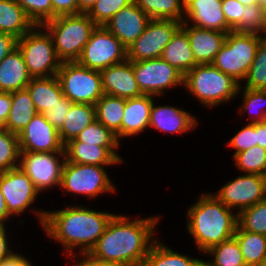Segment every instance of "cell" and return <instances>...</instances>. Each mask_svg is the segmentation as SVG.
<instances>
[{"instance_id":"40","label":"cell","mask_w":266,"mask_h":266,"mask_svg":"<svg viewBox=\"0 0 266 266\" xmlns=\"http://www.w3.org/2000/svg\"><path fill=\"white\" fill-rule=\"evenodd\" d=\"M235 164L241 172L260 175L266 165V149L258 145L233 154Z\"/></svg>"},{"instance_id":"51","label":"cell","mask_w":266,"mask_h":266,"mask_svg":"<svg viewBox=\"0 0 266 266\" xmlns=\"http://www.w3.org/2000/svg\"><path fill=\"white\" fill-rule=\"evenodd\" d=\"M5 225H0V262L10 259L14 253L8 247Z\"/></svg>"},{"instance_id":"52","label":"cell","mask_w":266,"mask_h":266,"mask_svg":"<svg viewBox=\"0 0 266 266\" xmlns=\"http://www.w3.org/2000/svg\"><path fill=\"white\" fill-rule=\"evenodd\" d=\"M256 145L266 149V121L255 123Z\"/></svg>"},{"instance_id":"57","label":"cell","mask_w":266,"mask_h":266,"mask_svg":"<svg viewBox=\"0 0 266 266\" xmlns=\"http://www.w3.org/2000/svg\"><path fill=\"white\" fill-rule=\"evenodd\" d=\"M263 181H264V184H265V188H266V165L264 166V169L262 171V173L260 174Z\"/></svg>"},{"instance_id":"10","label":"cell","mask_w":266,"mask_h":266,"mask_svg":"<svg viewBox=\"0 0 266 266\" xmlns=\"http://www.w3.org/2000/svg\"><path fill=\"white\" fill-rule=\"evenodd\" d=\"M127 60V48L105 26H96L77 62L101 71Z\"/></svg>"},{"instance_id":"47","label":"cell","mask_w":266,"mask_h":266,"mask_svg":"<svg viewBox=\"0 0 266 266\" xmlns=\"http://www.w3.org/2000/svg\"><path fill=\"white\" fill-rule=\"evenodd\" d=\"M53 6V19L61 15L80 14L77 0H51Z\"/></svg>"},{"instance_id":"1","label":"cell","mask_w":266,"mask_h":266,"mask_svg":"<svg viewBox=\"0 0 266 266\" xmlns=\"http://www.w3.org/2000/svg\"><path fill=\"white\" fill-rule=\"evenodd\" d=\"M130 219L129 216L115 214L88 254L104 262L141 266L156 241L153 235L159 217Z\"/></svg>"},{"instance_id":"18","label":"cell","mask_w":266,"mask_h":266,"mask_svg":"<svg viewBox=\"0 0 266 266\" xmlns=\"http://www.w3.org/2000/svg\"><path fill=\"white\" fill-rule=\"evenodd\" d=\"M221 3L222 0H184V14L187 17L183 22L190 19L192 26L228 33L232 29L226 23Z\"/></svg>"},{"instance_id":"5","label":"cell","mask_w":266,"mask_h":266,"mask_svg":"<svg viewBox=\"0 0 266 266\" xmlns=\"http://www.w3.org/2000/svg\"><path fill=\"white\" fill-rule=\"evenodd\" d=\"M42 26L51 35L58 58L62 62H73L80 58L97 25L87 14L81 13L57 16Z\"/></svg>"},{"instance_id":"9","label":"cell","mask_w":266,"mask_h":266,"mask_svg":"<svg viewBox=\"0 0 266 266\" xmlns=\"http://www.w3.org/2000/svg\"><path fill=\"white\" fill-rule=\"evenodd\" d=\"M61 189L67 193H76L95 198L104 192H115V187L107 171L102 166L78 164L65 160Z\"/></svg>"},{"instance_id":"26","label":"cell","mask_w":266,"mask_h":266,"mask_svg":"<svg viewBox=\"0 0 266 266\" xmlns=\"http://www.w3.org/2000/svg\"><path fill=\"white\" fill-rule=\"evenodd\" d=\"M34 23L27 17L16 0H0V32L20 39L29 32Z\"/></svg>"},{"instance_id":"50","label":"cell","mask_w":266,"mask_h":266,"mask_svg":"<svg viewBox=\"0 0 266 266\" xmlns=\"http://www.w3.org/2000/svg\"><path fill=\"white\" fill-rule=\"evenodd\" d=\"M80 255L82 256L83 259L77 260L72 266H125L120 263L104 262L97 260L88 253H82Z\"/></svg>"},{"instance_id":"49","label":"cell","mask_w":266,"mask_h":266,"mask_svg":"<svg viewBox=\"0 0 266 266\" xmlns=\"http://www.w3.org/2000/svg\"><path fill=\"white\" fill-rule=\"evenodd\" d=\"M16 47L17 39L15 37L0 32V62Z\"/></svg>"},{"instance_id":"2","label":"cell","mask_w":266,"mask_h":266,"mask_svg":"<svg viewBox=\"0 0 266 266\" xmlns=\"http://www.w3.org/2000/svg\"><path fill=\"white\" fill-rule=\"evenodd\" d=\"M35 212L45 233L64 246L65 252H68L67 256L74 258L77 255L73 251L75 248L81 249L79 254L90 252L115 215L78 205H69L63 210L51 212L42 210Z\"/></svg>"},{"instance_id":"37","label":"cell","mask_w":266,"mask_h":266,"mask_svg":"<svg viewBox=\"0 0 266 266\" xmlns=\"http://www.w3.org/2000/svg\"><path fill=\"white\" fill-rule=\"evenodd\" d=\"M69 142H84L101 147H119L116 135L98 120L89 124L75 139Z\"/></svg>"},{"instance_id":"7","label":"cell","mask_w":266,"mask_h":266,"mask_svg":"<svg viewBox=\"0 0 266 266\" xmlns=\"http://www.w3.org/2000/svg\"><path fill=\"white\" fill-rule=\"evenodd\" d=\"M43 29V26L35 25L20 39H17V47L22 53L28 73L32 78L56 76L62 63L56 55L51 35Z\"/></svg>"},{"instance_id":"3","label":"cell","mask_w":266,"mask_h":266,"mask_svg":"<svg viewBox=\"0 0 266 266\" xmlns=\"http://www.w3.org/2000/svg\"><path fill=\"white\" fill-rule=\"evenodd\" d=\"M187 229L200 252L232 238L238 226V213H233L213 194H202L187 211Z\"/></svg>"},{"instance_id":"35","label":"cell","mask_w":266,"mask_h":266,"mask_svg":"<svg viewBox=\"0 0 266 266\" xmlns=\"http://www.w3.org/2000/svg\"><path fill=\"white\" fill-rule=\"evenodd\" d=\"M19 159L18 134L0 128V173L18 168Z\"/></svg>"},{"instance_id":"31","label":"cell","mask_w":266,"mask_h":266,"mask_svg":"<svg viewBox=\"0 0 266 266\" xmlns=\"http://www.w3.org/2000/svg\"><path fill=\"white\" fill-rule=\"evenodd\" d=\"M240 247L246 266H266V236L250 233L239 225L233 236Z\"/></svg>"},{"instance_id":"8","label":"cell","mask_w":266,"mask_h":266,"mask_svg":"<svg viewBox=\"0 0 266 266\" xmlns=\"http://www.w3.org/2000/svg\"><path fill=\"white\" fill-rule=\"evenodd\" d=\"M63 95L72 103L92 104L104 95L101 73L77 61L62 62L57 73Z\"/></svg>"},{"instance_id":"56","label":"cell","mask_w":266,"mask_h":266,"mask_svg":"<svg viewBox=\"0 0 266 266\" xmlns=\"http://www.w3.org/2000/svg\"><path fill=\"white\" fill-rule=\"evenodd\" d=\"M240 3H242L244 6H249L253 4H258L257 0H238Z\"/></svg>"},{"instance_id":"46","label":"cell","mask_w":266,"mask_h":266,"mask_svg":"<svg viewBox=\"0 0 266 266\" xmlns=\"http://www.w3.org/2000/svg\"><path fill=\"white\" fill-rule=\"evenodd\" d=\"M221 6L226 23L233 29L241 21L245 6L238 0H222Z\"/></svg>"},{"instance_id":"6","label":"cell","mask_w":266,"mask_h":266,"mask_svg":"<svg viewBox=\"0 0 266 266\" xmlns=\"http://www.w3.org/2000/svg\"><path fill=\"white\" fill-rule=\"evenodd\" d=\"M264 36L230 31L212 64L239 84L246 78Z\"/></svg>"},{"instance_id":"33","label":"cell","mask_w":266,"mask_h":266,"mask_svg":"<svg viewBox=\"0 0 266 266\" xmlns=\"http://www.w3.org/2000/svg\"><path fill=\"white\" fill-rule=\"evenodd\" d=\"M150 19L184 20V0H134Z\"/></svg>"},{"instance_id":"28","label":"cell","mask_w":266,"mask_h":266,"mask_svg":"<svg viewBox=\"0 0 266 266\" xmlns=\"http://www.w3.org/2000/svg\"><path fill=\"white\" fill-rule=\"evenodd\" d=\"M126 98L104 94L95 103V115L104 127L110 129L120 142L122 138V119Z\"/></svg>"},{"instance_id":"58","label":"cell","mask_w":266,"mask_h":266,"mask_svg":"<svg viewBox=\"0 0 266 266\" xmlns=\"http://www.w3.org/2000/svg\"><path fill=\"white\" fill-rule=\"evenodd\" d=\"M257 2H258V5L263 6L266 0H257Z\"/></svg>"},{"instance_id":"32","label":"cell","mask_w":266,"mask_h":266,"mask_svg":"<svg viewBox=\"0 0 266 266\" xmlns=\"http://www.w3.org/2000/svg\"><path fill=\"white\" fill-rule=\"evenodd\" d=\"M141 266H203V260L174 252L156 240Z\"/></svg>"},{"instance_id":"25","label":"cell","mask_w":266,"mask_h":266,"mask_svg":"<svg viewBox=\"0 0 266 266\" xmlns=\"http://www.w3.org/2000/svg\"><path fill=\"white\" fill-rule=\"evenodd\" d=\"M161 58L185 75L197 65L187 32L180 27L165 46Z\"/></svg>"},{"instance_id":"59","label":"cell","mask_w":266,"mask_h":266,"mask_svg":"<svg viewBox=\"0 0 266 266\" xmlns=\"http://www.w3.org/2000/svg\"><path fill=\"white\" fill-rule=\"evenodd\" d=\"M264 13H265V18H266V2L264 3V5L262 6Z\"/></svg>"},{"instance_id":"53","label":"cell","mask_w":266,"mask_h":266,"mask_svg":"<svg viewBox=\"0 0 266 266\" xmlns=\"http://www.w3.org/2000/svg\"><path fill=\"white\" fill-rule=\"evenodd\" d=\"M0 266H33L32 263L20 255L16 253L10 259L0 262Z\"/></svg>"},{"instance_id":"45","label":"cell","mask_w":266,"mask_h":266,"mask_svg":"<svg viewBox=\"0 0 266 266\" xmlns=\"http://www.w3.org/2000/svg\"><path fill=\"white\" fill-rule=\"evenodd\" d=\"M227 144L235 149L233 154L240 153L256 146L255 123H248L244 126V128L235 134Z\"/></svg>"},{"instance_id":"17","label":"cell","mask_w":266,"mask_h":266,"mask_svg":"<svg viewBox=\"0 0 266 266\" xmlns=\"http://www.w3.org/2000/svg\"><path fill=\"white\" fill-rule=\"evenodd\" d=\"M150 21L133 1L122 8L105 24V27L128 48L143 32Z\"/></svg>"},{"instance_id":"43","label":"cell","mask_w":266,"mask_h":266,"mask_svg":"<svg viewBox=\"0 0 266 266\" xmlns=\"http://www.w3.org/2000/svg\"><path fill=\"white\" fill-rule=\"evenodd\" d=\"M34 25H43L53 19L51 0H16Z\"/></svg>"},{"instance_id":"27","label":"cell","mask_w":266,"mask_h":266,"mask_svg":"<svg viewBox=\"0 0 266 266\" xmlns=\"http://www.w3.org/2000/svg\"><path fill=\"white\" fill-rule=\"evenodd\" d=\"M11 98L12 106L3 128L19 134L38 112L26 88L11 92Z\"/></svg>"},{"instance_id":"54","label":"cell","mask_w":266,"mask_h":266,"mask_svg":"<svg viewBox=\"0 0 266 266\" xmlns=\"http://www.w3.org/2000/svg\"><path fill=\"white\" fill-rule=\"evenodd\" d=\"M10 214L7 211L4 196L1 192L0 188V225H5V221H8V218H10Z\"/></svg>"},{"instance_id":"21","label":"cell","mask_w":266,"mask_h":266,"mask_svg":"<svg viewBox=\"0 0 266 266\" xmlns=\"http://www.w3.org/2000/svg\"><path fill=\"white\" fill-rule=\"evenodd\" d=\"M84 142H68L64 145L66 160L78 164L109 166L123 162L115 149Z\"/></svg>"},{"instance_id":"13","label":"cell","mask_w":266,"mask_h":266,"mask_svg":"<svg viewBox=\"0 0 266 266\" xmlns=\"http://www.w3.org/2000/svg\"><path fill=\"white\" fill-rule=\"evenodd\" d=\"M59 158H62L61 162ZM65 160V152H20L18 168L41 192L55 185L60 186Z\"/></svg>"},{"instance_id":"11","label":"cell","mask_w":266,"mask_h":266,"mask_svg":"<svg viewBox=\"0 0 266 266\" xmlns=\"http://www.w3.org/2000/svg\"><path fill=\"white\" fill-rule=\"evenodd\" d=\"M132 65L142 94L158 97L165 89L184 86V75L162 58L132 61Z\"/></svg>"},{"instance_id":"48","label":"cell","mask_w":266,"mask_h":266,"mask_svg":"<svg viewBox=\"0 0 266 266\" xmlns=\"http://www.w3.org/2000/svg\"><path fill=\"white\" fill-rule=\"evenodd\" d=\"M11 106V93L0 91V128L4 127V124L9 116Z\"/></svg>"},{"instance_id":"24","label":"cell","mask_w":266,"mask_h":266,"mask_svg":"<svg viewBox=\"0 0 266 266\" xmlns=\"http://www.w3.org/2000/svg\"><path fill=\"white\" fill-rule=\"evenodd\" d=\"M32 77L29 75L21 51L14 48L0 62V91L14 92L25 89Z\"/></svg>"},{"instance_id":"44","label":"cell","mask_w":266,"mask_h":266,"mask_svg":"<svg viewBox=\"0 0 266 266\" xmlns=\"http://www.w3.org/2000/svg\"><path fill=\"white\" fill-rule=\"evenodd\" d=\"M73 104L74 103L63 95L58 102L54 103L50 107H47L42 114L44 118L59 131L63 126L64 119L68 115V112Z\"/></svg>"},{"instance_id":"15","label":"cell","mask_w":266,"mask_h":266,"mask_svg":"<svg viewBox=\"0 0 266 266\" xmlns=\"http://www.w3.org/2000/svg\"><path fill=\"white\" fill-rule=\"evenodd\" d=\"M0 188L11 217L27 210L39 194L28 175L19 168L0 173Z\"/></svg>"},{"instance_id":"55","label":"cell","mask_w":266,"mask_h":266,"mask_svg":"<svg viewBox=\"0 0 266 266\" xmlns=\"http://www.w3.org/2000/svg\"><path fill=\"white\" fill-rule=\"evenodd\" d=\"M97 0H77L78 4V9L80 10L81 13L87 14L90 9L94 6L95 2Z\"/></svg>"},{"instance_id":"20","label":"cell","mask_w":266,"mask_h":266,"mask_svg":"<svg viewBox=\"0 0 266 266\" xmlns=\"http://www.w3.org/2000/svg\"><path fill=\"white\" fill-rule=\"evenodd\" d=\"M188 22H182V28L187 32L190 47L197 64H212L216 54L225 41L227 33L211 29H203L190 26ZM189 26V27H188Z\"/></svg>"},{"instance_id":"12","label":"cell","mask_w":266,"mask_h":266,"mask_svg":"<svg viewBox=\"0 0 266 266\" xmlns=\"http://www.w3.org/2000/svg\"><path fill=\"white\" fill-rule=\"evenodd\" d=\"M181 26V22L172 19H150L144 32L127 48V59L161 58L165 46Z\"/></svg>"},{"instance_id":"41","label":"cell","mask_w":266,"mask_h":266,"mask_svg":"<svg viewBox=\"0 0 266 266\" xmlns=\"http://www.w3.org/2000/svg\"><path fill=\"white\" fill-rule=\"evenodd\" d=\"M134 0H97L87 15L95 22L97 26L105 24L119 10L127 7Z\"/></svg>"},{"instance_id":"23","label":"cell","mask_w":266,"mask_h":266,"mask_svg":"<svg viewBox=\"0 0 266 266\" xmlns=\"http://www.w3.org/2000/svg\"><path fill=\"white\" fill-rule=\"evenodd\" d=\"M156 96L142 94L127 98L122 119V138L138 135L149 126L150 111L153 98Z\"/></svg>"},{"instance_id":"30","label":"cell","mask_w":266,"mask_h":266,"mask_svg":"<svg viewBox=\"0 0 266 266\" xmlns=\"http://www.w3.org/2000/svg\"><path fill=\"white\" fill-rule=\"evenodd\" d=\"M95 120V105L74 103L59 130L61 142L65 145L70 140L75 139Z\"/></svg>"},{"instance_id":"42","label":"cell","mask_w":266,"mask_h":266,"mask_svg":"<svg viewBox=\"0 0 266 266\" xmlns=\"http://www.w3.org/2000/svg\"><path fill=\"white\" fill-rule=\"evenodd\" d=\"M242 90L244 92L243 103L241 108L242 111L240 110V112L250 113L253 112L255 108H258V110L259 108H261L260 111H255L256 114L252 117L253 120H251L250 123L266 121V108H263L266 105V90L251 88H243Z\"/></svg>"},{"instance_id":"19","label":"cell","mask_w":266,"mask_h":266,"mask_svg":"<svg viewBox=\"0 0 266 266\" xmlns=\"http://www.w3.org/2000/svg\"><path fill=\"white\" fill-rule=\"evenodd\" d=\"M100 73L104 94L126 99L142 95L135 79L132 61L127 59L101 70Z\"/></svg>"},{"instance_id":"4","label":"cell","mask_w":266,"mask_h":266,"mask_svg":"<svg viewBox=\"0 0 266 266\" xmlns=\"http://www.w3.org/2000/svg\"><path fill=\"white\" fill-rule=\"evenodd\" d=\"M184 87L205 107L229 102L243 88L213 64H197L189 70L184 75Z\"/></svg>"},{"instance_id":"14","label":"cell","mask_w":266,"mask_h":266,"mask_svg":"<svg viewBox=\"0 0 266 266\" xmlns=\"http://www.w3.org/2000/svg\"><path fill=\"white\" fill-rule=\"evenodd\" d=\"M230 209L237 208L238 213L266 198V188L261 175H240L222 186L214 194Z\"/></svg>"},{"instance_id":"22","label":"cell","mask_w":266,"mask_h":266,"mask_svg":"<svg viewBox=\"0 0 266 266\" xmlns=\"http://www.w3.org/2000/svg\"><path fill=\"white\" fill-rule=\"evenodd\" d=\"M153 105L150 111L149 127L162 132L183 134L196 128L198 121L189 112L172 106Z\"/></svg>"},{"instance_id":"39","label":"cell","mask_w":266,"mask_h":266,"mask_svg":"<svg viewBox=\"0 0 266 266\" xmlns=\"http://www.w3.org/2000/svg\"><path fill=\"white\" fill-rule=\"evenodd\" d=\"M232 31L266 36V18L262 6L258 4L245 6L241 21Z\"/></svg>"},{"instance_id":"38","label":"cell","mask_w":266,"mask_h":266,"mask_svg":"<svg viewBox=\"0 0 266 266\" xmlns=\"http://www.w3.org/2000/svg\"><path fill=\"white\" fill-rule=\"evenodd\" d=\"M245 80L244 88L266 90V36L259 42L255 58Z\"/></svg>"},{"instance_id":"29","label":"cell","mask_w":266,"mask_h":266,"mask_svg":"<svg viewBox=\"0 0 266 266\" xmlns=\"http://www.w3.org/2000/svg\"><path fill=\"white\" fill-rule=\"evenodd\" d=\"M26 89L38 113H43L63 96L57 76L32 78Z\"/></svg>"},{"instance_id":"36","label":"cell","mask_w":266,"mask_h":266,"mask_svg":"<svg viewBox=\"0 0 266 266\" xmlns=\"http://www.w3.org/2000/svg\"><path fill=\"white\" fill-rule=\"evenodd\" d=\"M238 225L247 232L266 236V198L238 213Z\"/></svg>"},{"instance_id":"34","label":"cell","mask_w":266,"mask_h":266,"mask_svg":"<svg viewBox=\"0 0 266 266\" xmlns=\"http://www.w3.org/2000/svg\"><path fill=\"white\" fill-rule=\"evenodd\" d=\"M205 253L211 254L214 259L203 260V266H246L239 244L234 237L210 247Z\"/></svg>"},{"instance_id":"16","label":"cell","mask_w":266,"mask_h":266,"mask_svg":"<svg viewBox=\"0 0 266 266\" xmlns=\"http://www.w3.org/2000/svg\"><path fill=\"white\" fill-rule=\"evenodd\" d=\"M20 152H65L59 131L37 113L18 134Z\"/></svg>"}]
</instances>
